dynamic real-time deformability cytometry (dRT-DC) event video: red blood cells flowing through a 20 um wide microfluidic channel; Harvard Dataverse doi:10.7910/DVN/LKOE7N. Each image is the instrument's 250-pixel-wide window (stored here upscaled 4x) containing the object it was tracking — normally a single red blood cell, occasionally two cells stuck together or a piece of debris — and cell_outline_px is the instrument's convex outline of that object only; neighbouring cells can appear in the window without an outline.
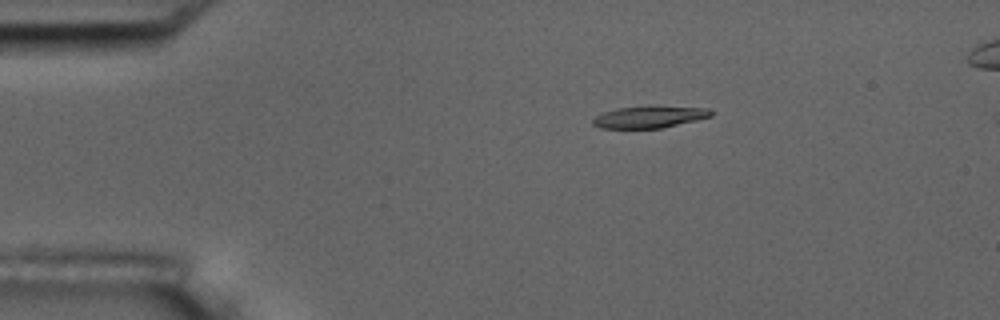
{"species": "common noctule bat (a hibernating species)", "species_latin": "Nyctalus noctula", "temperature_condition": "room temperature", "stored_images_in_passage": 4, "camera_frame_rate_fps": 3000, "um_per_image_px": 0.085, "animal": {"sex": "male", "body_mass_g": 17.5, "forearm_length_mm": 52.3}, "frame": {"image": 1, "passage_image": 1, "time_ms": 0.0, "image_size_px": [1000, 320], "cell_outline_px": [[712, 116], [696, 120], [660, 128], [600, 128], [592, 124], [592, 120], [596, 116], [604, 112], [616, 108], [652, 104], [708, 108], [712, 112]], "centroid_in_image_um": [55.2, 9.9], "position_along_channel_um": 29.8, "area_um2": 15.49}}